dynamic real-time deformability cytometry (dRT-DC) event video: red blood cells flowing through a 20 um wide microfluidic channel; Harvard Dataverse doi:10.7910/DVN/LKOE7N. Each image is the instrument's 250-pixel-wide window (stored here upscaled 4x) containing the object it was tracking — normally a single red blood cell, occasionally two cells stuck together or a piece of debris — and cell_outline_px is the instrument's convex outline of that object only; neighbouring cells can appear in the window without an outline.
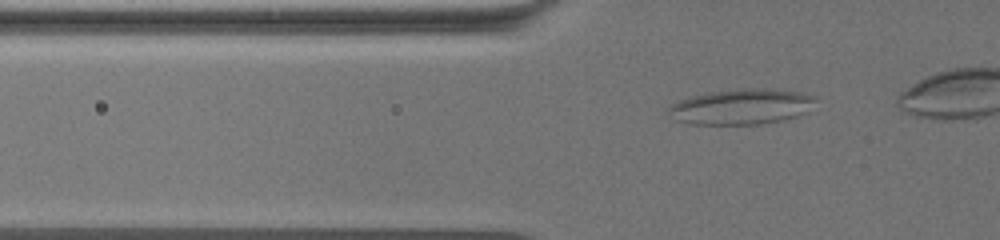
{"species": "common noctule bat (a hibernating species)", "species_latin": "Nyctalus noctula", "temperature_condition": "warm", "stored_images_in_passage": 43, "camera_frame_rate_fps": 3000, "um_per_image_px": 0.085, "animal": {"sex": "female", "body_mass_g": 19.5, "forearm_length_mm": 54.1}, "frame": {"image": 1, "passage_image": 5, "time_ms": 1.333, "image_size_px": [1000, 240], "cell_outline_px": [[816, 100], [804, 112], [796, 116], [784, 120], [760, 124], [688, 124], [676, 120], [664, 108], [680, 100], [692, 96], [712, 92], [744, 88], [768, 88], [800, 92], [816, 96]], "centroid_in_image_um": [62.99, 9.07], "position_along_channel_um": 62.8, "area_um2": 30.29}}
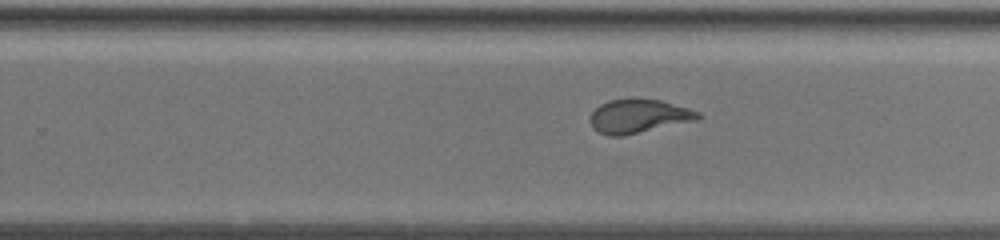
{"frame": {"image": 2, "passage_image": 28, "time_ms": 9.0, "image_size_px": [1000, 240], "cell_outline_px": [[704, 116], [700, 120], [624, 136], [608, 136], [592, 128], [592, 112], [600, 104], [608, 100], [632, 96], [636, 96], [660, 100], [688, 108], [700, 112]], "centroid_in_image_um": [54.34, 9.85], "position_along_channel_um": 275.5, "area_um2": 21.91}}
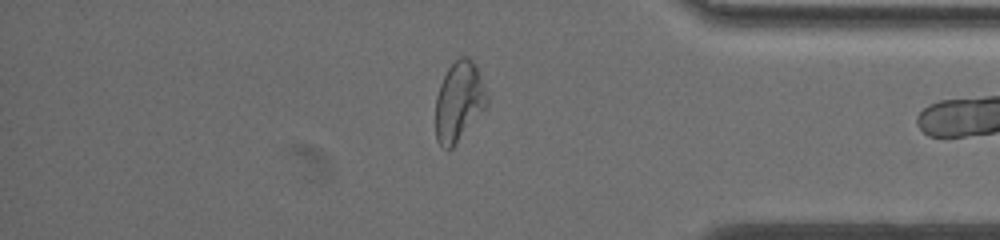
{"frame": {"image": 3, "passage_image": 42, "time_ms": 13.667, "image_size_px": [1000, 240], "cell_outline_px": [[488, 104], [452, 148], [444, 148], [436, 140], [436, 96], [440, 84], [448, 68], [460, 56], [468, 56], [476, 64], [488, 96]], "centroid_in_image_um": [39.01, 8.59], "position_along_channel_um": 396.2, "area_um2": 23.64}}